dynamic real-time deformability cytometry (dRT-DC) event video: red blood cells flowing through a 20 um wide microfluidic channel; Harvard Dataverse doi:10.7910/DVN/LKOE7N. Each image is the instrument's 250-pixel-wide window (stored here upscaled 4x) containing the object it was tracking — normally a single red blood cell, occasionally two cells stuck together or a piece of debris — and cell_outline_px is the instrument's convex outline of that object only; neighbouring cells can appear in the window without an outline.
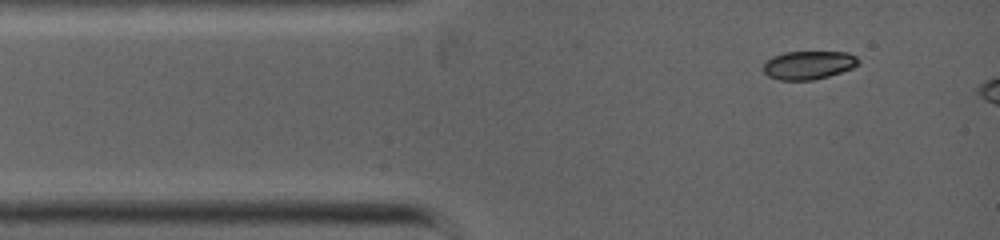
{"species": "common noctule bat (a hibernating species)", "species_latin": "Nyctalus noctula", "temperature_condition": "warm", "stored_images_in_passage": 2, "camera_frame_rate_fps": 5000, "um_per_image_px": 0.085, "animal": {"sex": "female", "body_mass_g": 19.0, "forearm_length_mm": 53.3}, "frame": {"image": 1, "passage_image": 2, "time_ms": 0.2, "image_size_px": [1000, 240], "cell_outline_px": [[860, 60], [852, 68], [828, 76], [812, 80], [780, 80], [768, 76], [764, 72], [764, 64], [772, 56], [784, 52], [848, 52], [856, 56]], "centroid_in_image_um": [68.71, 5.52], "position_along_channel_um": 16.3, "area_um2": 15.61}}